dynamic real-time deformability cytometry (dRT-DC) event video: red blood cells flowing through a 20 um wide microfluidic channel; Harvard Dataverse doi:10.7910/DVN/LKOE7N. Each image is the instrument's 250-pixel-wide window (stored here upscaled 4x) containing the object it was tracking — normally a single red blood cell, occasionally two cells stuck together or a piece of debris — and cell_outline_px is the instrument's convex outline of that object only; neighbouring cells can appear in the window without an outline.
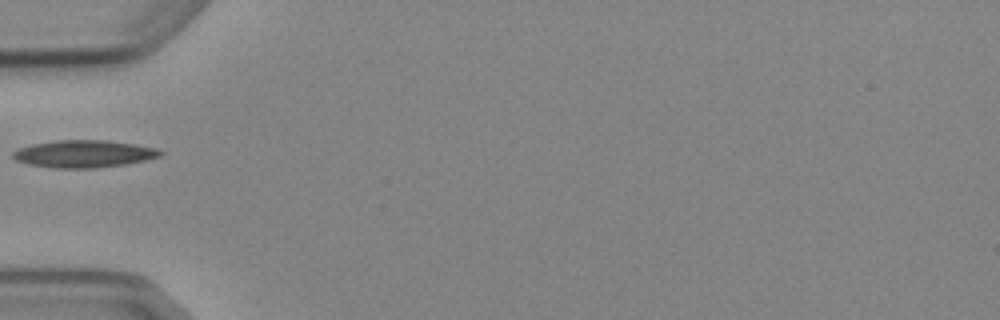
{"species": "Egyptian fruit bat (a non-hibernating species)", "species_latin": "Rousettus aegyptiacus", "temperature_condition": "cold", "stored_images_in_passage": 2, "camera_frame_rate_fps": 3000, "um_per_image_px": 0.085, "animal": {"sex": "female"}, "frame": {"image": 1, "passage_image": 1, "time_ms": 0.0, "image_size_px": [1000, 320], "cell_outline_px": [[164, 152], [160, 156], [144, 160], [124, 164], [96, 168], [52, 168], [28, 164], [16, 160], [12, 156], [12, 152], [20, 148], [32, 144], [56, 140], [104, 140], [136, 144], [156, 148]], "centroid_in_image_um": [7.11, 13.07], "position_along_channel_um": 77.9, "area_um2": 23.41}}
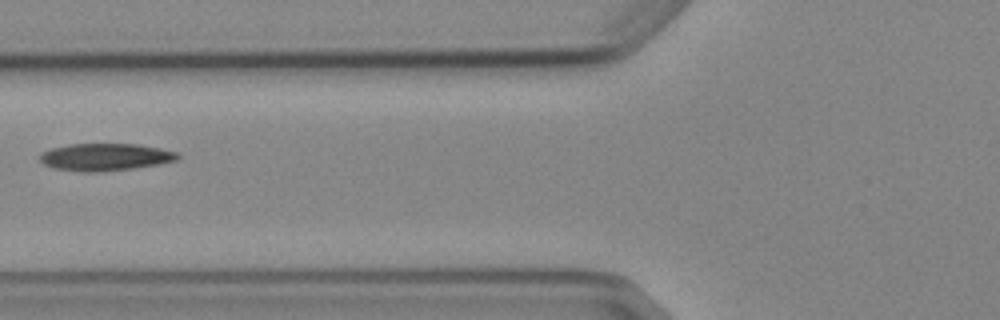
{"frame": {"image": 2, "passage_image": 2, "time_ms": 1.0, "image_size_px": [1000, 320], "cell_outline_px": [[180, 156], [176, 160], [156, 164], [132, 168], [100, 172], [84, 172], [52, 168], [44, 164], [40, 160], [40, 152], [52, 148], [72, 144], [140, 144], [160, 148], [176, 152]], "centroid_in_image_um": [8.91, 13.34], "position_along_channel_um": 116.9, "area_um2": 21.79}}